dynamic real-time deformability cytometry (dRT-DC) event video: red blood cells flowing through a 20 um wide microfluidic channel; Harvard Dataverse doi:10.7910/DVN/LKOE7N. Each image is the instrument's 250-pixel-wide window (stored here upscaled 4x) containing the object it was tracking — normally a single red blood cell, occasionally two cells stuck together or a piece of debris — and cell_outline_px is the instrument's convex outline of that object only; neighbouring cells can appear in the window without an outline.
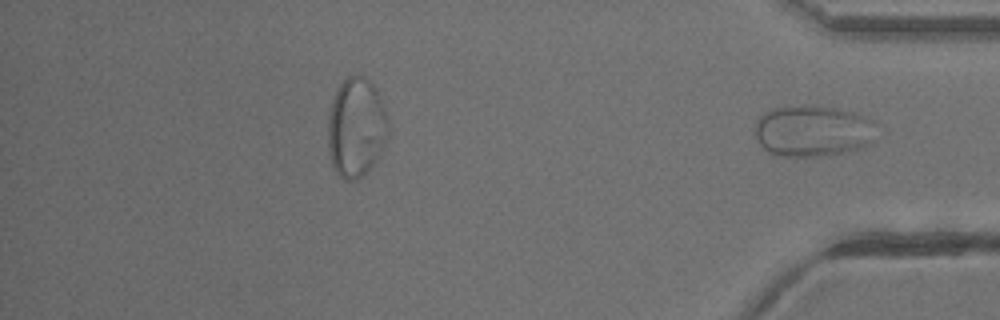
{"species": "common noctule bat (a hibernating species)", "species_latin": "Nyctalus noctula", "temperature_condition": "warm", "stored_images_in_passage": 24, "segment_of_instrument_passage": [2, 2], "camera_frame_rate_fps": 3000, "um_per_image_px": 0.085, "animal": {"sex": "male", "body_mass_g": 13.3}, "frame": {"image": 1, "passage_image": 24, "time_ms": 7.667, "image_size_px": [1000, 320], "cell_outline_px": [[876, 140], [872, 144], [860, 148], [840, 152], [816, 156], [780, 156], [768, 152], [760, 144], [756, 136], [756, 124], [760, 116], [764, 112], [776, 108], [804, 104], [816, 104], [856, 112], [872, 120]], "centroid_in_image_um": [69.11, 11.1], "position_along_channel_um": 366.1, "area_um2": 36.53}}